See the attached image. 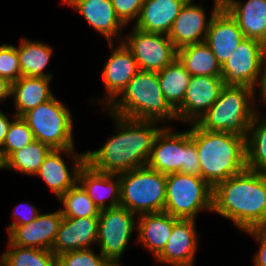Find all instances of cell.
I'll list each match as a JSON object with an SVG mask.
<instances>
[{"label": "cell", "instance_id": "d6986e66", "mask_svg": "<svg viewBox=\"0 0 266 266\" xmlns=\"http://www.w3.org/2000/svg\"><path fill=\"white\" fill-rule=\"evenodd\" d=\"M62 218L60 209L39 214L31 223L16 226L8 239L16 246L51 250Z\"/></svg>", "mask_w": 266, "mask_h": 266}, {"label": "cell", "instance_id": "8d00e7d4", "mask_svg": "<svg viewBox=\"0 0 266 266\" xmlns=\"http://www.w3.org/2000/svg\"><path fill=\"white\" fill-rule=\"evenodd\" d=\"M116 15L126 26L128 23L137 22L144 0H111Z\"/></svg>", "mask_w": 266, "mask_h": 266}, {"label": "cell", "instance_id": "d6a6232c", "mask_svg": "<svg viewBox=\"0 0 266 266\" xmlns=\"http://www.w3.org/2000/svg\"><path fill=\"white\" fill-rule=\"evenodd\" d=\"M58 201L63 203L60 211L64 217H99L100 210L78 182L65 194H62Z\"/></svg>", "mask_w": 266, "mask_h": 266}, {"label": "cell", "instance_id": "8992f818", "mask_svg": "<svg viewBox=\"0 0 266 266\" xmlns=\"http://www.w3.org/2000/svg\"><path fill=\"white\" fill-rule=\"evenodd\" d=\"M120 206L137 216L163 212L166 197V175L148 166L119 174Z\"/></svg>", "mask_w": 266, "mask_h": 266}, {"label": "cell", "instance_id": "4316f807", "mask_svg": "<svg viewBox=\"0 0 266 266\" xmlns=\"http://www.w3.org/2000/svg\"><path fill=\"white\" fill-rule=\"evenodd\" d=\"M177 58L191 76L221 77L222 66L205 42L178 49Z\"/></svg>", "mask_w": 266, "mask_h": 266}, {"label": "cell", "instance_id": "5bb4252c", "mask_svg": "<svg viewBox=\"0 0 266 266\" xmlns=\"http://www.w3.org/2000/svg\"><path fill=\"white\" fill-rule=\"evenodd\" d=\"M223 86L222 77L191 76L183 102L176 110L177 119L196 123L217 101Z\"/></svg>", "mask_w": 266, "mask_h": 266}, {"label": "cell", "instance_id": "9c48e42d", "mask_svg": "<svg viewBox=\"0 0 266 266\" xmlns=\"http://www.w3.org/2000/svg\"><path fill=\"white\" fill-rule=\"evenodd\" d=\"M136 216L121 206L100 210L97 244L100 253L115 266H121L120 258L137 229Z\"/></svg>", "mask_w": 266, "mask_h": 266}, {"label": "cell", "instance_id": "74e56055", "mask_svg": "<svg viewBox=\"0 0 266 266\" xmlns=\"http://www.w3.org/2000/svg\"><path fill=\"white\" fill-rule=\"evenodd\" d=\"M180 173L200 176V160L195 142L192 140L191 133L186 130V158L185 167H181Z\"/></svg>", "mask_w": 266, "mask_h": 266}, {"label": "cell", "instance_id": "277c9868", "mask_svg": "<svg viewBox=\"0 0 266 266\" xmlns=\"http://www.w3.org/2000/svg\"><path fill=\"white\" fill-rule=\"evenodd\" d=\"M119 96L106 107L107 114L161 124L178 120L176 111L163 96L157 72L139 70Z\"/></svg>", "mask_w": 266, "mask_h": 266}, {"label": "cell", "instance_id": "836d02e7", "mask_svg": "<svg viewBox=\"0 0 266 266\" xmlns=\"http://www.w3.org/2000/svg\"><path fill=\"white\" fill-rule=\"evenodd\" d=\"M3 146L0 149L4 161L14 152L33 142L34 136L22 117L13 115Z\"/></svg>", "mask_w": 266, "mask_h": 266}, {"label": "cell", "instance_id": "f35d334b", "mask_svg": "<svg viewBox=\"0 0 266 266\" xmlns=\"http://www.w3.org/2000/svg\"><path fill=\"white\" fill-rule=\"evenodd\" d=\"M23 203V204H18V206H16L14 208L13 211V220L14 222H12V224L8 225L9 227L7 228V233L9 234L16 226H21V225H25V224H29L32 221H34L39 214L41 213V210H38L35 206H33L31 203ZM25 208L24 211L22 212L21 210H23L22 208ZM20 209V210H19ZM19 211V212H18ZM21 214V215H20Z\"/></svg>", "mask_w": 266, "mask_h": 266}, {"label": "cell", "instance_id": "b9f144b4", "mask_svg": "<svg viewBox=\"0 0 266 266\" xmlns=\"http://www.w3.org/2000/svg\"><path fill=\"white\" fill-rule=\"evenodd\" d=\"M7 116L8 115H5V113H3L0 110V149L3 146V142L5 140V136H6L7 132H8V128L10 126V123L13 120V119H11V121H10Z\"/></svg>", "mask_w": 266, "mask_h": 266}, {"label": "cell", "instance_id": "ee69618b", "mask_svg": "<svg viewBox=\"0 0 266 266\" xmlns=\"http://www.w3.org/2000/svg\"><path fill=\"white\" fill-rule=\"evenodd\" d=\"M232 0H214V4H216L220 9L226 8Z\"/></svg>", "mask_w": 266, "mask_h": 266}, {"label": "cell", "instance_id": "f1b7e54d", "mask_svg": "<svg viewBox=\"0 0 266 266\" xmlns=\"http://www.w3.org/2000/svg\"><path fill=\"white\" fill-rule=\"evenodd\" d=\"M157 74L163 96L176 111L183 102L191 75L178 58Z\"/></svg>", "mask_w": 266, "mask_h": 266}, {"label": "cell", "instance_id": "f6af8a7d", "mask_svg": "<svg viewBox=\"0 0 266 266\" xmlns=\"http://www.w3.org/2000/svg\"><path fill=\"white\" fill-rule=\"evenodd\" d=\"M5 169V161L1 155V151H0V170Z\"/></svg>", "mask_w": 266, "mask_h": 266}, {"label": "cell", "instance_id": "cb8c5ba5", "mask_svg": "<svg viewBox=\"0 0 266 266\" xmlns=\"http://www.w3.org/2000/svg\"><path fill=\"white\" fill-rule=\"evenodd\" d=\"M187 0H144L136 28L168 35Z\"/></svg>", "mask_w": 266, "mask_h": 266}, {"label": "cell", "instance_id": "484cf974", "mask_svg": "<svg viewBox=\"0 0 266 266\" xmlns=\"http://www.w3.org/2000/svg\"><path fill=\"white\" fill-rule=\"evenodd\" d=\"M52 78L21 76L12 83L11 97L14 100V115L22 117L41 103L50 100L54 95L51 91Z\"/></svg>", "mask_w": 266, "mask_h": 266}, {"label": "cell", "instance_id": "ffe728a7", "mask_svg": "<svg viewBox=\"0 0 266 266\" xmlns=\"http://www.w3.org/2000/svg\"><path fill=\"white\" fill-rule=\"evenodd\" d=\"M236 20L224 9H219L212 17L205 43L211 48L222 66L244 39Z\"/></svg>", "mask_w": 266, "mask_h": 266}, {"label": "cell", "instance_id": "ab89813d", "mask_svg": "<svg viewBox=\"0 0 266 266\" xmlns=\"http://www.w3.org/2000/svg\"><path fill=\"white\" fill-rule=\"evenodd\" d=\"M254 237L259 248L253 258L254 266H266V228H255L243 231Z\"/></svg>", "mask_w": 266, "mask_h": 266}, {"label": "cell", "instance_id": "d590c367", "mask_svg": "<svg viewBox=\"0 0 266 266\" xmlns=\"http://www.w3.org/2000/svg\"><path fill=\"white\" fill-rule=\"evenodd\" d=\"M0 76L11 83L21 77L18 52L13 44L0 45Z\"/></svg>", "mask_w": 266, "mask_h": 266}, {"label": "cell", "instance_id": "4fadbf2b", "mask_svg": "<svg viewBox=\"0 0 266 266\" xmlns=\"http://www.w3.org/2000/svg\"><path fill=\"white\" fill-rule=\"evenodd\" d=\"M72 159V166L69 170L61 154ZM86 162V152L76 153L75 148L52 149L45 157L35 176L41 177L48 187L59 198L78 182L80 168Z\"/></svg>", "mask_w": 266, "mask_h": 266}, {"label": "cell", "instance_id": "7a4b0ae2", "mask_svg": "<svg viewBox=\"0 0 266 266\" xmlns=\"http://www.w3.org/2000/svg\"><path fill=\"white\" fill-rule=\"evenodd\" d=\"M212 213L239 230L266 228V173L245 169L213 187Z\"/></svg>", "mask_w": 266, "mask_h": 266}, {"label": "cell", "instance_id": "7c38bea8", "mask_svg": "<svg viewBox=\"0 0 266 266\" xmlns=\"http://www.w3.org/2000/svg\"><path fill=\"white\" fill-rule=\"evenodd\" d=\"M108 42L111 54L101 70V79L106 90L104 98L98 101L106 109L126 88L139 71L136 59L123 42L118 46ZM107 96V97H106ZM103 99V100H102Z\"/></svg>", "mask_w": 266, "mask_h": 266}, {"label": "cell", "instance_id": "9a60e30c", "mask_svg": "<svg viewBox=\"0 0 266 266\" xmlns=\"http://www.w3.org/2000/svg\"><path fill=\"white\" fill-rule=\"evenodd\" d=\"M193 1H186L168 33V38L177 50L187 45L205 42L211 19L220 9L213 4L212 14L208 18L204 7Z\"/></svg>", "mask_w": 266, "mask_h": 266}, {"label": "cell", "instance_id": "ba28073f", "mask_svg": "<svg viewBox=\"0 0 266 266\" xmlns=\"http://www.w3.org/2000/svg\"><path fill=\"white\" fill-rule=\"evenodd\" d=\"M22 118L30 127L35 140L52 149L75 148L71 112L55 95L25 113Z\"/></svg>", "mask_w": 266, "mask_h": 266}, {"label": "cell", "instance_id": "e575fe53", "mask_svg": "<svg viewBox=\"0 0 266 266\" xmlns=\"http://www.w3.org/2000/svg\"><path fill=\"white\" fill-rule=\"evenodd\" d=\"M58 266H115L93 248L64 252L57 256Z\"/></svg>", "mask_w": 266, "mask_h": 266}, {"label": "cell", "instance_id": "ac0fdd59", "mask_svg": "<svg viewBox=\"0 0 266 266\" xmlns=\"http://www.w3.org/2000/svg\"><path fill=\"white\" fill-rule=\"evenodd\" d=\"M98 217H64L58 228L51 251L56 255L64 252L89 249L97 245Z\"/></svg>", "mask_w": 266, "mask_h": 266}, {"label": "cell", "instance_id": "7bdbcfd3", "mask_svg": "<svg viewBox=\"0 0 266 266\" xmlns=\"http://www.w3.org/2000/svg\"><path fill=\"white\" fill-rule=\"evenodd\" d=\"M11 86L12 83L6 78L0 76V101L3 102L8 97L11 98Z\"/></svg>", "mask_w": 266, "mask_h": 266}, {"label": "cell", "instance_id": "5b68a950", "mask_svg": "<svg viewBox=\"0 0 266 266\" xmlns=\"http://www.w3.org/2000/svg\"><path fill=\"white\" fill-rule=\"evenodd\" d=\"M255 93L251 86L224 85L217 101L196 124L206 131L236 133L246 137L259 111L254 105Z\"/></svg>", "mask_w": 266, "mask_h": 266}, {"label": "cell", "instance_id": "44dd1931", "mask_svg": "<svg viewBox=\"0 0 266 266\" xmlns=\"http://www.w3.org/2000/svg\"><path fill=\"white\" fill-rule=\"evenodd\" d=\"M74 8L108 42H122V28L126 27L116 15L111 0H76ZM115 39V40H113Z\"/></svg>", "mask_w": 266, "mask_h": 266}, {"label": "cell", "instance_id": "7402d4cb", "mask_svg": "<svg viewBox=\"0 0 266 266\" xmlns=\"http://www.w3.org/2000/svg\"><path fill=\"white\" fill-rule=\"evenodd\" d=\"M78 183L99 210L120 206L119 175L97 171L85 162L79 170Z\"/></svg>", "mask_w": 266, "mask_h": 266}, {"label": "cell", "instance_id": "bcb514c9", "mask_svg": "<svg viewBox=\"0 0 266 266\" xmlns=\"http://www.w3.org/2000/svg\"><path fill=\"white\" fill-rule=\"evenodd\" d=\"M62 1L64 4H67L68 6H70L76 0H62Z\"/></svg>", "mask_w": 266, "mask_h": 266}, {"label": "cell", "instance_id": "2e32d148", "mask_svg": "<svg viewBox=\"0 0 266 266\" xmlns=\"http://www.w3.org/2000/svg\"><path fill=\"white\" fill-rule=\"evenodd\" d=\"M186 131L175 132L164 126L156 136L147 166L164 175L178 173L185 167Z\"/></svg>", "mask_w": 266, "mask_h": 266}, {"label": "cell", "instance_id": "d4e9b609", "mask_svg": "<svg viewBox=\"0 0 266 266\" xmlns=\"http://www.w3.org/2000/svg\"><path fill=\"white\" fill-rule=\"evenodd\" d=\"M236 20L245 38L266 45V0H232L225 8Z\"/></svg>", "mask_w": 266, "mask_h": 266}, {"label": "cell", "instance_id": "30bf717a", "mask_svg": "<svg viewBox=\"0 0 266 266\" xmlns=\"http://www.w3.org/2000/svg\"><path fill=\"white\" fill-rule=\"evenodd\" d=\"M122 42L142 71L160 72L177 58V49L168 35L143 31L134 25Z\"/></svg>", "mask_w": 266, "mask_h": 266}, {"label": "cell", "instance_id": "1f68e13d", "mask_svg": "<svg viewBox=\"0 0 266 266\" xmlns=\"http://www.w3.org/2000/svg\"><path fill=\"white\" fill-rule=\"evenodd\" d=\"M7 249L0 255V266H58L51 250L16 246L9 240Z\"/></svg>", "mask_w": 266, "mask_h": 266}, {"label": "cell", "instance_id": "4dcf8cb0", "mask_svg": "<svg viewBox=\"0 0 266 266\" xmlns=\"http://www.w3.org/2000/svg\"><path fill=\"white\" fill-rule=\"evenodd\" d=\"M51 150L49 145L34 140L29 145L14 151L5 160V169L34 176Z\"/></svg>", "mask_w": 266, "mask_h": 266}, {"label": "cell", "instance_id": "e0dca14e", "mask_svg": "<svg viewBox=\"0 0 266 266\" xmlns=\"http://www.w3.org/2000/svg\"><path fill=\"white\" fill-rule=\"evenodd\" d=\"M198 238L196 220L179 219L164 249L155 259L162 265L194 266Z\"/></svg>", "mask_w": 266, "mask_h": 266}, {"label": "cell", "instance_id": "60d3db41", "mask_svg": "<svg viewBox=\"0 0 266 266\" xmlns=\"http://www.w3.org/2000/svg\"><path fill=\"white\" fill-rule=\"evenodd\" d=\"M259 86L257 88H259V93L260 94V100L257 101H261L264 105L266 104V47L264 49L263 55H262V59H261V69H260V79L258 82Z\"/></svg>", "mask_w": 266, "mask_h": 266}, {"label": "cell", "instance_id": "8fae6325", "mask_svg": "<svg viewBox=\"0 0 266 266\" xmlns=\"http://www.w3.org/2000/svg\"><path fill=\"white\" fill-rule=\"evenodd\" d=\"M266 45L244 38L231 58L222 65L221 77L224 85L251 86L255 90L260 79L261 59Z\"/></svg>", "mask_w": 266, "mask_h": 266}, {"label": "cell", "instance_id": "6da1fadb", "mask_svg": "<svg viewBox=\"0 0 266 266\" xmlns=\"http://www.w3.org/2000/svg\"><path fill=\"white\" fill-rule=\"evenodd\" d=\"M110 116L117 123L115 134L101 148L87 151L86 163L97 171L115 175L147 166L155 138L164 126L155 120Z\"/></svg>", "mask_w": 266, "mask_h": 266}, {"label": "cell", "instance_id": "603a6c76", "mask_svg": "<svg viewBox=\"0 0 266 266\" xmlns=\"http://www.w3.org/2000/svg\"><path fill=\"white\" fill-rule=\"evenodd\" d=\"M137 217V242L156 258L164 249L173 226L179 219L164 211Z\"/></svg>", "mask_w": 266, "mask_h": 266}, {"label": "cell", "instance_id": "3957f363", "mask_svg": "<svg viewBox=\"0 0 266 266\" xmlns=\"http://www.w3.org/2000/svg\"><path fill=\"white\" fill-rule=\"evenodd\" d=\"M200 160V177L212 188L246 169L245 137L213 132L192 123L190 129Z\"/></svg>", "mask_w": 266, "mask_h": 266}, {"label": "cell", "instance_id": "f546056e", "mask_svg": "<svg viewBox=\"0 0 266 266\" xmlns=\"http://www.w3.org/2000/svg\"><path fill=\"white\" fill-rule=\"evenodd\" d=\"M255 114L245 137L246 168L266 173V114Z\"/></svg>", "mask_w": 266, "mask_h": 266}, {"label": "cell", "instance_id": "52a82bcc", "mask_svg": "<svg viewBox=\"0 0 266 266\" xmlns=\"http://www.w3.org/2000/svg\"><path fill=\"white\" fill-rule=\"evenodd\" d=\"M213 188L200 176L185 173L166 175L164 212L178 219H196L198 213H212Z\"/></svg>", "mask_w": 266, "mask_h": 266}, {"label": "cell", "instance_id": "83f0119b", "mask_svg": "<svg viewBox=\"0 0 266 266\" xmlns=\"http://www.w3.org/2000/svg\"><path fill=\"white\" fill-rule=\"evenodd\" d=\"M16 47L21 68V76L53 78V74L44 72L51 59L53 49L41 41L26 38Z\"/></svg>", "mask_w": 266, "mask_h": 266}]
</instances>
